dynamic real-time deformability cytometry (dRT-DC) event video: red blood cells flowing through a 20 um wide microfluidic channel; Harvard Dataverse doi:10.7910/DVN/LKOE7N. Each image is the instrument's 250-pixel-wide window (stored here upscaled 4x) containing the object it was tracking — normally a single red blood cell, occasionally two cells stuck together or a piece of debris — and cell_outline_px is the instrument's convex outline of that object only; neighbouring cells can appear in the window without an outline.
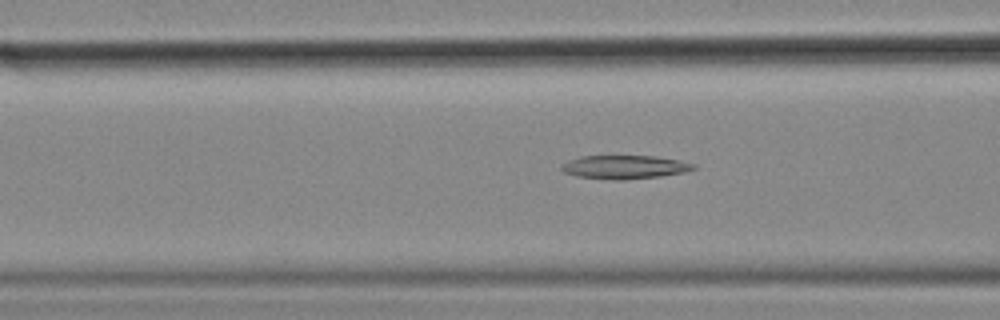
{"species": "common noctule bat (a hibernating species)", "species_latin": "Nyctalus noctula", "temperature_condition": "cold", "stored_images_in_passage": 55, "camera_frame_rate_fps": 3000, "um_per_image_px": 0.085, "animal": {"sex": "female", "body_mass_g": 18.4}, "frame": {"image": 1, "passage_image": 21, "time_ms": 6.667, "image_size_px": [1000, 320], "cell_outline_px": [[696, 168], [684, 172], [660, 176], [624, 180], [612, 180], [576, 176], [564, 172], [560, 168], [560, 164], [568, 160], [580, 156], [652, 156], [676, 160], [696, 164]], "centroid_in_image_um": [53.03, 14.2], "position_along_channel_um": 113.6, "area_um2": 18.09}}
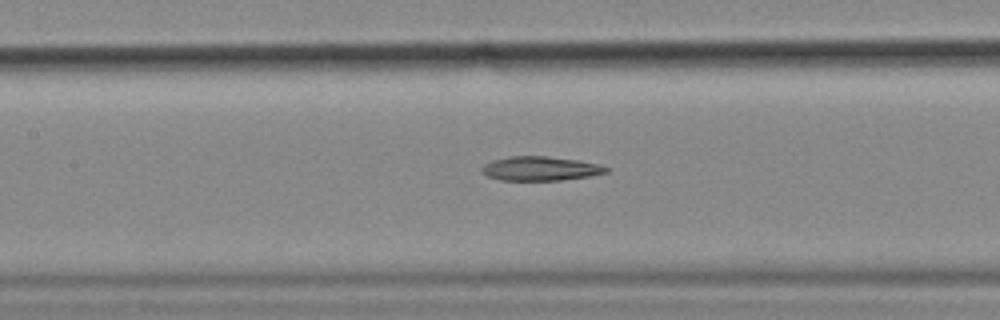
{"frame": {"image": 2, "passage_image": 25, "time_ms": 8.0, "image_size_px": [1000, 320], "cell_outline_px": [[608, 172], [592, 176], [560, 180], [500, 180], [488, 176], [480, 172], [480, 168], [484, 164], [492, 160], [508, 156], [548, 156], [580, 160], [600, 164], [608, 168]], "centroid_in_image_um": [45.92, 14.32], "position_along_channel_um": 161.5, "area_um2": 17.74}}
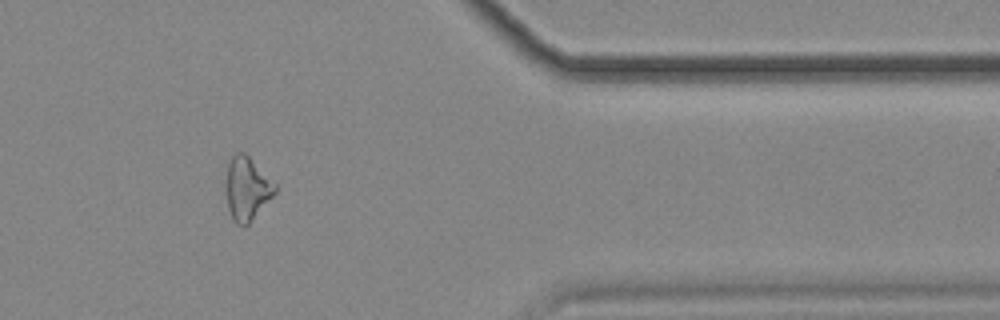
{"frame": {"image": 3, "passage_image": 46, "time_ms": 15.0, "image_size_px": [1000, 320], "cell_outline_px": [[276, 192], [248, 224], [244, 228], [236, 224], [232, 220], [228, 208], [228, 164], [232, 156], [236, 152], [244, 152], [276, 184]], "centroid_in_image_um": [21.01, 16.06], "position_along_channel_um": 390.4, "area_um2": 17.57}}